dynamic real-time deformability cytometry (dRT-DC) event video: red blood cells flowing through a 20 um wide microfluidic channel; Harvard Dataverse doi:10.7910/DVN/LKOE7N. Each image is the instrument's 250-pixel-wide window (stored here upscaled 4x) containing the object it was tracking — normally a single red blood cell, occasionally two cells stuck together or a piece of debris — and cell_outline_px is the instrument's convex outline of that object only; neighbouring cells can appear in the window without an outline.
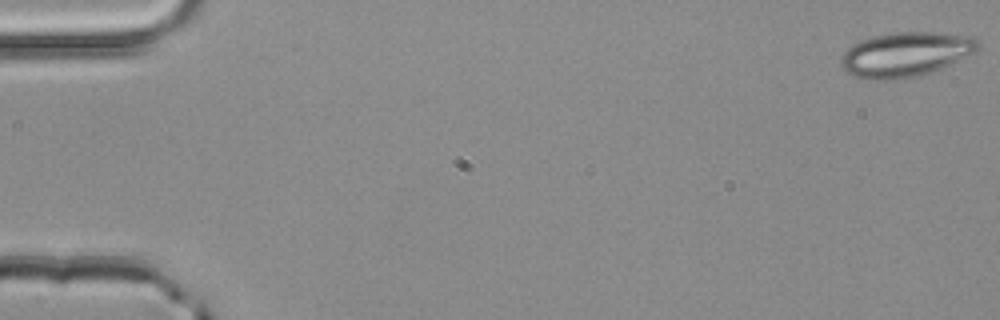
{"species": "common noctule bat (a hibernating species)", "species_latin": "Nyctalus noctula", "temperature_condition": "room temperature", "stored_images_in_passage": 52, "camera_frame_rate_fps": 3000, "um_per_image_px": 0.085, "animal": {"sex": "male", "body_mass_g": 20.4}, "frame": {"image": 1, "passage_image": 1, "time_ms": 0.0, "image_size_px": [1000, 320], "cell_outline_px": [[980, 48], [976, 52], [932, 72], [920, 76], [904, 80], [868, 80], [852, 76], [840, 64], [840, 56], [852, 44], [860, 40], [876, 36], [896, 32], [936, 32], [976, 36], [980, 44]], "centroid_in_image_um": [76.99, 4.64], "position_along_channel_um": 8.0, "area_um2": 36.18}}
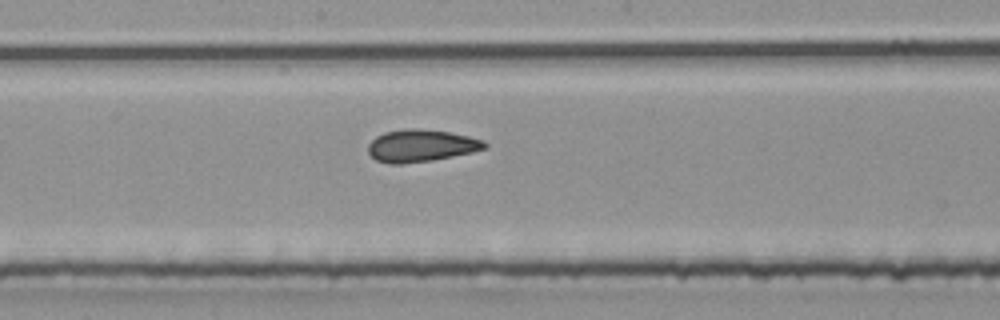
{"frame": {"image": 2, "passage_image": 28, "time_ms": 9.0, "image_size_px": [1000, 320], "cell_outline_px": [[488, 148], [472, 152], [432, 160], [400, 164], [388, 164], [376, 160], [368, 152], [368, 144], [376, 136], [384, 132], [404, 128], [420, 128], [448, 132], [468, 136], [484, 140], [488, 144]], "centroid_in_image_um": [35.78, 12.38], "position_along_channel_um": 212.4, "area_um2": 22.02}}
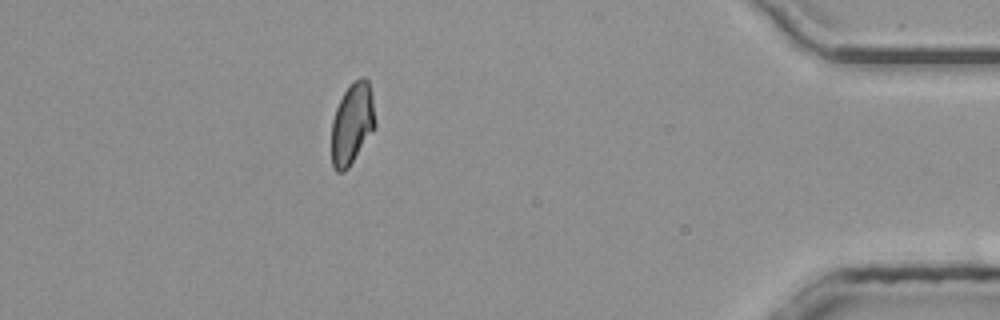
{"frame": {"image": 3, "passage_image": 46, "time_ms": 15.0, "image_size_px": [1000, 320], "cell_outline_px": [[376, 124], [348, 168], [344, 172], [336, 172], [332, 164], [332, 120], [336, 108], [344, 92], [360, 76], [364, 76], [368, 80], [372, 96]], "centroid_in_image_um": [29.92, 10.5], "position_along_channel_um": 405.3, "area_um2": 20.29}, "authors_computed_cell_mechanics": {"area_um2": 21.5883, "velocity_mm_per_s": 4.0627, "shape_relaxation_time_tau1_ms": null, "shape_relaxation_time_tau2_ms": 1.4317, "deformation_change_tau1": null, "deformation_change_tau2": 0.0813}}